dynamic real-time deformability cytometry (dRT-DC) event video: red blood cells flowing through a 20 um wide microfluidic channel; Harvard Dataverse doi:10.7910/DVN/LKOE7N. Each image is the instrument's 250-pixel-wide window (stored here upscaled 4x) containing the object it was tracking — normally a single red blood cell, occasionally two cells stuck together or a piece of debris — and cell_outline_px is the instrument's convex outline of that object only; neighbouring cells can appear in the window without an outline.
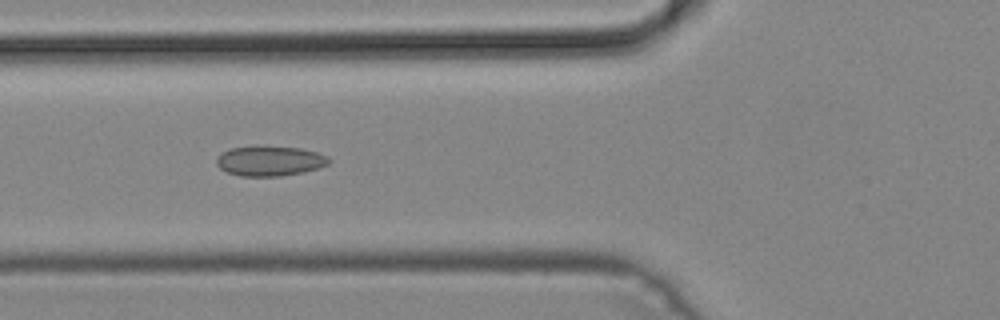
{"species": "common noctule bat (a hibernating species)", "species_latin": "Nyctalus noctula", "temperature_condition": "cold", "stored_images_in_passage": 38, "camera_frame_rate_fps": 3000, "um_per_image_px": 0.085, "animal": {"sex": "male", "body_mass_g": 19.2, "forearm_length_mm": 51.8}, "frame": {"image": 1, "passage_image": 8, "time_ms": 2.333, "image_size_px": [1000, 320], "cell_outline_px": [[332, 160], [328, 164], [304, 172], [280, 176], [240, 176], [228, 172], [220, 168], [216, 164], [216, 160], [224, 152], [232, 148], [256, 144], [260, 144], [300, 148], [316, 152], [328, 156]], "centroid_in_image_um": [22.95, 13.65], "position_along_channel_um": 102.9, "area_um2": 19.94}}
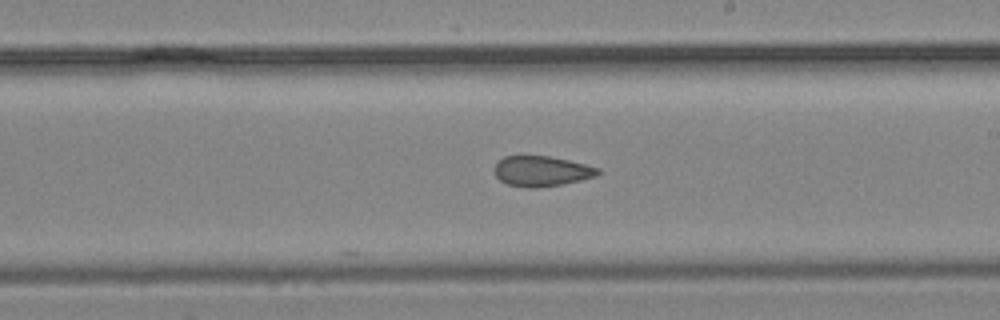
{"frame": {"image": 2, "passage_image": 18, "time_ms": 5.667, "image_size_px": [1000, 320], "cell_outline_px": [[600, 172], [596, 176], [580, 180], [560, 184], [536, 188], [528, 188], [508, 184], [500, 180], [496, 176], [492, 168], [504, 156], [520, 152], [524, 152], [548, 156], [568, 160], [600, 168]], "centroid_in_image_um": [45.96, 14.49], "position_along_channel_um": 243.0, "area_um2": 18.84}}
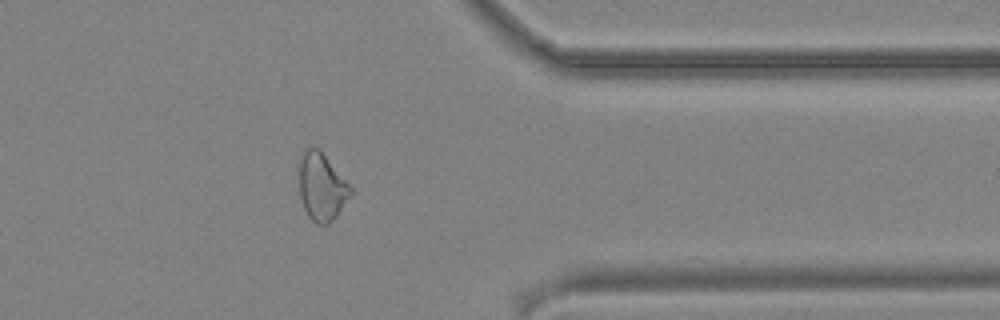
{"frame": {"image": 3, "passage_image": 29, "time_ms": 9.333, "image_size_px": [1000, 320], "cell_outline_px": [[352, 192], [336, 216], [328, 224], [316, 224], [308, 216], [304, 208], [300, 196], [300, 152], [304, 148], [320, 148], [352, 188]], "centroid_in_image_um": [27.33, 15.85], "position_along_channel_um": 384.1, "area_um2": 20.11}}